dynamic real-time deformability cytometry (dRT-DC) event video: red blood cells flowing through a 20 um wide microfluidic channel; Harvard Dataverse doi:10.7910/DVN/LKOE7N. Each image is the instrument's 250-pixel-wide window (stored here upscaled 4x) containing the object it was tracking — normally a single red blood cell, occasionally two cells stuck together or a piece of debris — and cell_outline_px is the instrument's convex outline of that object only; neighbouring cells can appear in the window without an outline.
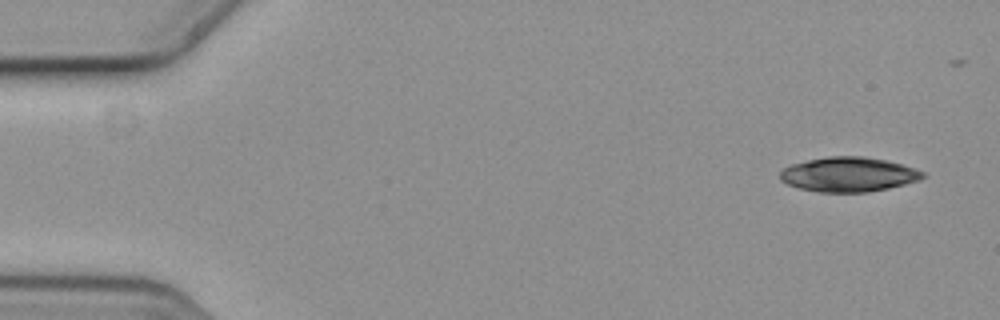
{"species": "common noctule bat (a hibernating species)", "species_latin": "Nyctalus noctula", "temperature_condition": "cold", "stored_images_in_passage": 10, "camera_frame_rate_fps": 3000, "um_per_image_px": 0.085, "animal": {"sex": "female", "body_mass_g": 19.3, "forearm_length_mm": 54.1}, "frame": {"image": 1, "passage_image": 1, "time_ms": 0.0, "image_size_px": [1000, 320], "cell_outline_px": [[924, 176], [920, 180], [888, 188], [868, 192], [820, 192], [800, 188], [788, 184], [780, 180], [780, 172], [784, 168], [792, 164], [808, 160], [828, 156], [864, 156], [884, 160], [900, 164], [924, 172]], "centroid_in_image_um": [72.11, 14.83], "position_along_channel_um": 12.9, "area_um2": 28.5}}